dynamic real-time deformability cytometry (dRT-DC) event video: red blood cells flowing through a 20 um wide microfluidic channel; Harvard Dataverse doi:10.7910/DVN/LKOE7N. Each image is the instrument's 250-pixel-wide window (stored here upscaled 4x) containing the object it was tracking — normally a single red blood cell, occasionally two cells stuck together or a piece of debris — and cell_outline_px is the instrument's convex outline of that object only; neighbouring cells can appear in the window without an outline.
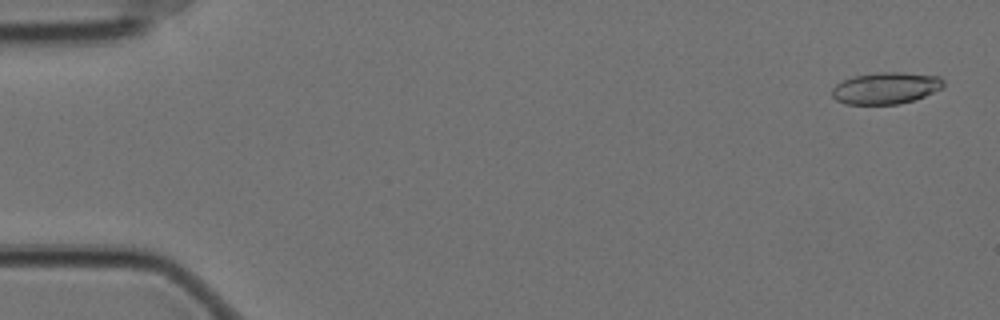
{"species": "Egyptian fruit bat (a non-hibernating species)", "species_latin": "Rousettus aegyptiacus", "temperature_condition": "cold", "stored_images_in_passage": 58, "camera_frame_rate_fps": 3000, "um_per_image_px": 0.085, "animal": {"sex": "female"}, "frame": {"image": 1, "passage_image": 2, "time_ms": 0.333, "image_size_px": [1000, 320], "cell_outline_px": [[944, 88], [924, 96], [912, 100], [896, 104], [844, 104], [836, 100], [832, 96], [832, 88], [836, 84], [852, 76], [880, 72], [904, 72], [940, 76], [944, 80]], "centroid_in_image_um": [75.31, 7.48], "position_along_channel_um": 9.7, "area_um2": 20.69}}
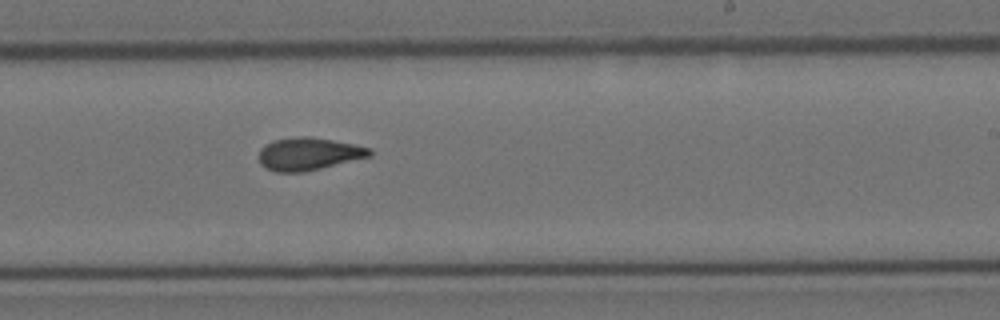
{"frame": {"image": 2, "passage_image": 35, "time_ms": 11.333, "image_size_px": [1000, 320], "cell_outline_px": [[372, 156], [304, 172], [276, 172], [260, 164], [260, 148], [264, 144], [272, 140], [296, 136], [308, 136], [332, 140], [372, 148]], "centroid_in_image_um": [26.23, 13.07], "position_along_channel_um": 262.8, "area_um2": 21.1}}
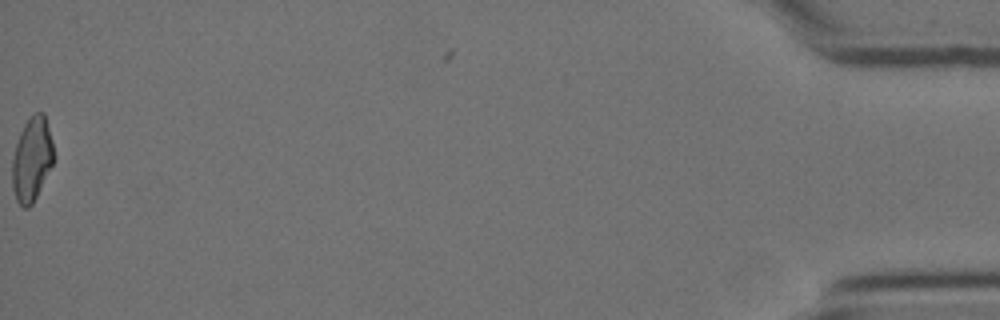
{"frame": {"image": 3, "passage_image": 58, "time_ms": 19.0, "image_size_px": [1000, 320], "cell_outline_px": [[56, 156], [32, 204], [28, 208], [24, 208], [16, 200], [12, 188], [12, 160], [16, 144], [20, 132], [24, 124], [36, 112], [44, 112], [52, 140]], "centroid_in_image_um": [2.71, 13.53], "position_along_channel_um": 432.5, "area_um2": 20.23}, "authors_computed_cell_mechanics": {"area_um2": 20.7502, "velocity_mm_per_s": 3.5169, "shape_relaxation_time_tau1_ms": 6.8297, "shape_relaxation_time_tau2_ms": 3.5208, "deformation_change_tau1": 0.1782, "deformation_change_tau2": 0.094}}